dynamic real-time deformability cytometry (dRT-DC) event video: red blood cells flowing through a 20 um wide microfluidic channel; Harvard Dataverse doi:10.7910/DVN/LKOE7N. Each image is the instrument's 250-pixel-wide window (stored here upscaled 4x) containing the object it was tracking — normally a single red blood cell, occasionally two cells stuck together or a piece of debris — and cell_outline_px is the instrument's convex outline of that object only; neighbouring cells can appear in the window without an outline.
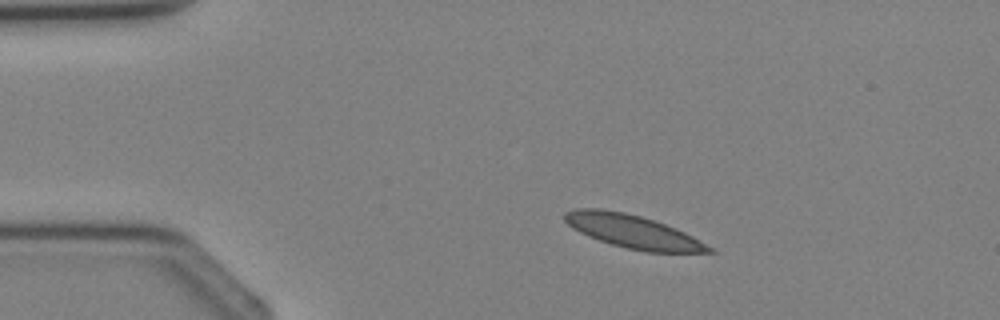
{"species": "Egyptian fruit bat (a non-hibernating species)", "species_latin": "Rousettus aegyptiacus", "temperature_condition": "cold", "stored_images_in_passage": 2, "camera_frame_rate_fps": 3000, "um_per_image_px": 0.085, "animal": {"sex": "female"}, "frame": {"image": 1, "passage_image": 1, "time_ms": 0.0, "image_size_px": [1000, 320], "cell_outline_px": [[716, 252], [648, 252], [628, 248], [612, 244], [588, 236], [572, 228], [564, 220], [564, 212], [576, 208], [600, 208], [624, 212], [640, 216], [676, 228], [692, 236], [712, 248]], "centroid_in_image_um": [53.75, 19.66], "position_along_channel_um": 31.3, "area_um2": 27.57}}